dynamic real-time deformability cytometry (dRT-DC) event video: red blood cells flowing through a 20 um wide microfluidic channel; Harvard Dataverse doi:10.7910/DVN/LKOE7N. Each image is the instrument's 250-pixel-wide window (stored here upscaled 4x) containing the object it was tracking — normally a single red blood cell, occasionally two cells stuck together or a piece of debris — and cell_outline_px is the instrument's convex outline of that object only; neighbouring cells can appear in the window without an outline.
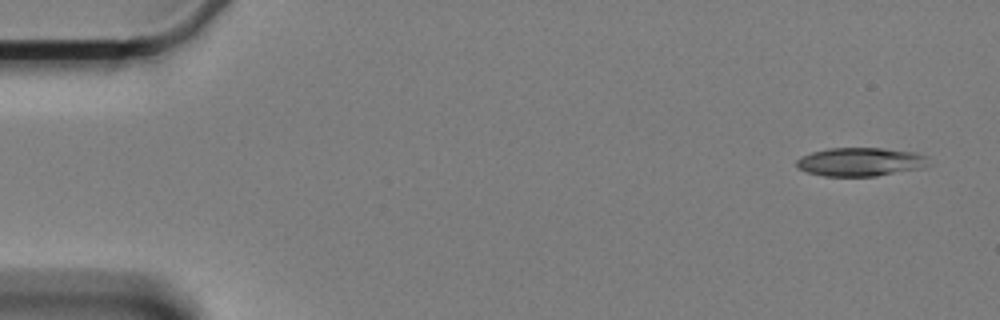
{"species": "Egyptian fruit bat (a non-hibernating species)", "species_latin": "Rousettus aegyptiacus", "temperature_condition": "cold", "stored_images_in_passage": 6, "camera_frame_rate_fps": 3000, "um_per_image_px": 0.085, "animal": {"sex": "female"}, "frame": {"image": 1, "passage_image": 1, "time_ms": 0.0, "image_size_px": [1000, 320], "cell_outline_px": [[924, 168], [876, 176], [824, 176], [808, 172], [800, 168], [796, 164], [796, 160], [800, 156], [812, 152], [828, 148], [884, 148], [912, 152], [924, 156]], "centroid_in_image_um": [73.06, 13.76], "position_along_channel_um": 11.9, "area_um2": 21.68}}